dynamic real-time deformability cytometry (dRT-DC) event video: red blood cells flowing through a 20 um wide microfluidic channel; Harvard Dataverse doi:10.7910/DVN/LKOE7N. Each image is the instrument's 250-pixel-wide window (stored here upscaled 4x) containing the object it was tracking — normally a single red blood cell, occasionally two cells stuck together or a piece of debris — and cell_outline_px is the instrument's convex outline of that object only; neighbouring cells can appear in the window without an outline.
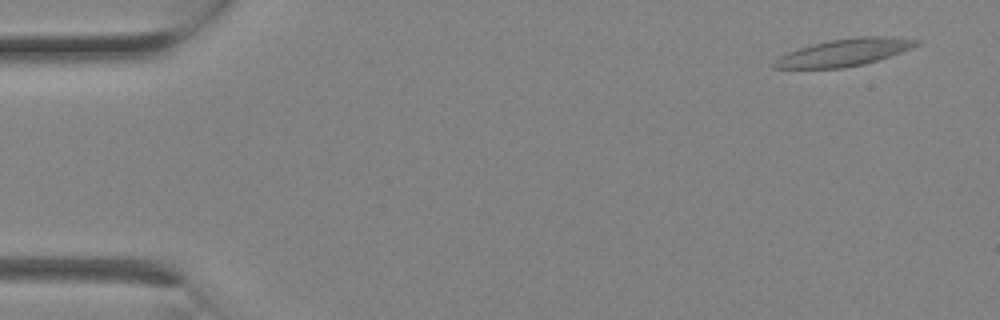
{"species": "Egyptian fruit bat (a non-hibernating species)", "species_latin": "Rousettus aegyptiacus", "temperature_condition": "room temperature", "stored_images_in_passage": 2, "camera_frame_rate_fps": 3000, "um_per_image_px": 0.085, "animal": {"sex": "female"}, "frame": {"image": 1, "passage_image": 1, "time_ms": 0.0, "image_size_px": [1000, 320], "cell_outline_px": [[924, 40], [920, 44], [912, 48], [864, 64], [844, 68], [772, 68], [772, 64], [780, 56], [788, 52], [812, 44], [828, 40], [860, 36], [892, 36]], "centroid_in_image_um": [71.82, 4.44], "position_along_channel_um": 13.2, "area_um2": 22.54}}